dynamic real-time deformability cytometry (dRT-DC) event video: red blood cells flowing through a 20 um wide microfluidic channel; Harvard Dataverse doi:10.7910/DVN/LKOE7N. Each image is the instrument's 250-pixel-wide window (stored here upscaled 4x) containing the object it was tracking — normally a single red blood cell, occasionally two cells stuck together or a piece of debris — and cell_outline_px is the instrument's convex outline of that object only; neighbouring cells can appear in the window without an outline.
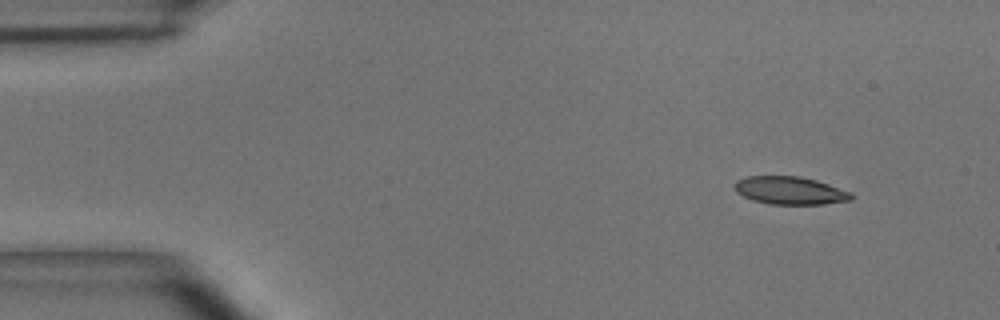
{"species": "common noctule bat (a hibernating species)", "species_latin": "Nyctalus noctula", "temperature_condition": "room temperature", "stored_images_in_passage": 4, "camera_frame_rate_fps": 3000, "um_per_image_px": 0.085, "animal": {"sex": "male", "body_mass_g": 15.6}, "frame": {"image": 1, "passage_image": 1, "time_ms": 0.0, "image_size_px": [1000, 320], "cell_outline_px": [[852, 200], [824, 204], [768, 204], [752, 200], [736, 192], [732, 188], [732, 184], [736, 180], [748, 176], [800, 176], [816, 180], [852, 192]], "centroid_in_image_um": [67.11, 16.19], "position_along_channel_um": 17.9, "area_um2": 19.13}}
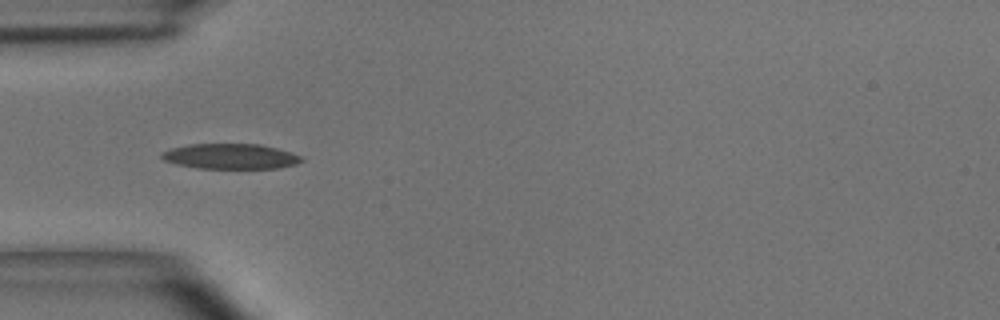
{"frame": {"image": 2, "passage_image": 4, "time_ms": 1.0, "image_size_px": [1000, 320], "cell_outline_px": [[304, 160], [296, 164], [280, 168], [196, 168], [176, 164], [164, 160], [160, 156], [160, 152], [172, 148], [188, 144], [260, 144], [276, 148], [300, 156]], "centroid_in_image_um": [19.55, 13.29], "position_along_channel_um": 65.4, "area_um2": 20.52}}